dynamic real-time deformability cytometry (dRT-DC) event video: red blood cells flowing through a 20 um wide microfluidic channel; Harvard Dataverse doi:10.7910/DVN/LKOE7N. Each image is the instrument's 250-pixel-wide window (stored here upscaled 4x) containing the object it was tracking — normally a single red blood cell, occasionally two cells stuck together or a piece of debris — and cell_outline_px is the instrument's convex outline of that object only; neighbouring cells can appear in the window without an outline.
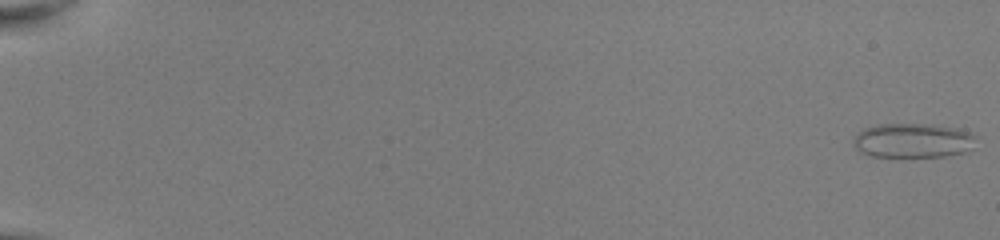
{"species": "common noctule bat (a hibernating species)", "species_latin": "Nyctalus noctula", "temperature_condition": "room temperature", "stored_images_in_passage": 51, "camera_frame_rate_fps": 3000, "um_per_image_px": 0.085, "animal": {"sex": "female", "body_mass_g": 22.0, "forearm_length_mm": 56.7}, "frame": {"image": 1, "passage_image": 1, "time_ms": 0.0, "image_size_px": [1000, 240], "cell_outline_px": [[976, 136], [972, 148], [964, 152], [944, 156], [872, 156], [860, 152], [852, 144], [852, 136], [856, 132], [864, 128], [876, 124], [932, 124], [956, 128], [968, 132]], "centroid_in_image_um": [77.53, 11.93], "position_along_channel_um": 7.5, "area_um2": 24.74}}
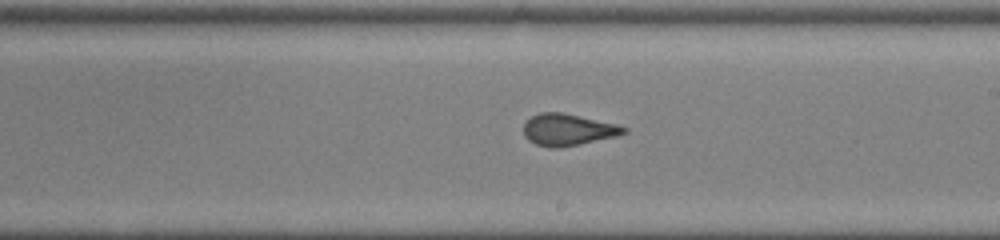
{"frame": {"image": 2, "passage_image": 33, "time_ms": 10.667, "image_size_px": [1000, 240], "cell_outline_px": [[628, 132], [616, 136], [580, 144], [560, 148], [548, 148], [536, 144], [528, 140], [524, 136], [524, 124], [532, 116], [540, 112], [560, 112], [616, 124], [628, 128]], "centroid_in_image_um": [48.26, 11.04], "position_along_channel_um": 240.7, "area_um2": 18.44}}
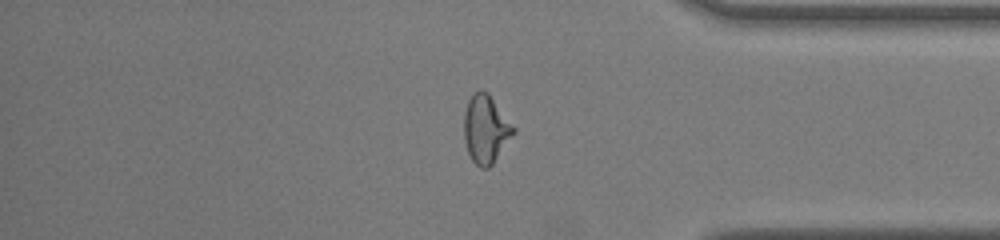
{"frame": {"image": 3, "passage_image": 45, "time_ms": 14.667, "image_size_px": [1000, 240], "cell_outline_px": [[516, 132], [492, 164], [488, 168], [480, 168], [472, 160], [468, 152], [464, 140], [464, 112], [468, 100], [472, 92], [480, 88], [488, 92], [516, 128]], "centroid_in_image_um": [41.29, 10.94], "position_along_channel_um": 393.9, "area_um2": 19.88}}